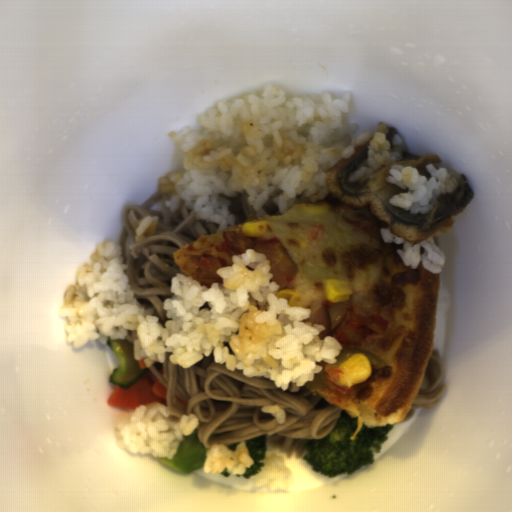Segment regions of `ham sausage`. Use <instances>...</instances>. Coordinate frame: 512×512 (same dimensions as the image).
<instances>
[{"label":"ham sausage","mask_w":512,"mask_h":512,"mask_svg":"<svg viewBox=\"0 0 512 512\" xmlns=\"http://www.w3.org/2000/svg\"><path fill=\"white\" fill-rule=\"evenodd\" d=\"M349 305L346 302H336L335 304L326 307L320 305L315 313L314 325L320 323L324 326V331L318 335L320 341L325 337H334L338 330L345 322L348 315Z\"/></svg>","instance_id":"obj_1"}]
</instances>
